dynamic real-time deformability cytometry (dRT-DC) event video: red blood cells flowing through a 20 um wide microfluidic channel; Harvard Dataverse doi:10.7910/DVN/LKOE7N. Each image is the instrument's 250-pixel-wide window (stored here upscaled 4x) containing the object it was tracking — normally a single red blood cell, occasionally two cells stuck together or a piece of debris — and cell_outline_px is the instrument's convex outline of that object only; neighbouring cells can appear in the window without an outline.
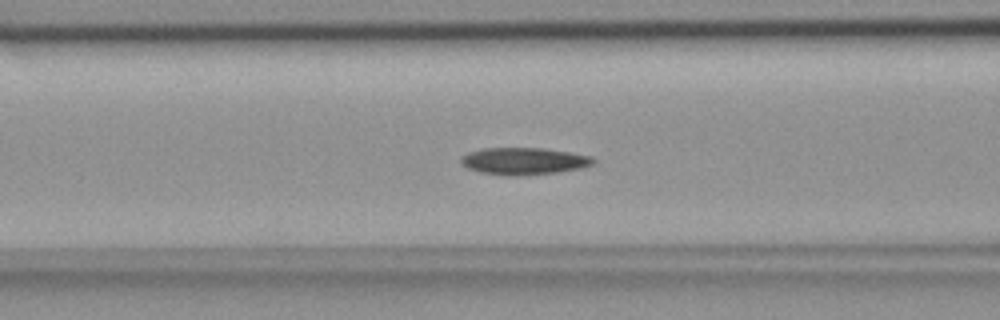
{"species": "common noctule bat (a hibernating species)", "species_latin": "Nyctalus noctula", "temperature_condition": "room temperature", "stored_images_in_passage": 54, "camera_frame_rate_fps": 3000, "um_per_image_px": 0.085, "animal": {"sex": "female", "body_mass_g": 18.4}, "frame": {"image": 1, "passage_image": 21, "time_ms": 6.667, "image_size_px": [1000, 320], "cell_outline_px": [[596, 160], [592, 164], [584, 168], [556, 172], [520, 176], [508, 176], [480, 172], [468, 168], [460, 164], [460, 160], [468, 152], [484, 148], [544, 148], [592, 156]], "centroid_in_image_um": [44.54, 13.7], "position_along_channel_um": 122.1, "area_um2": 20.92}}
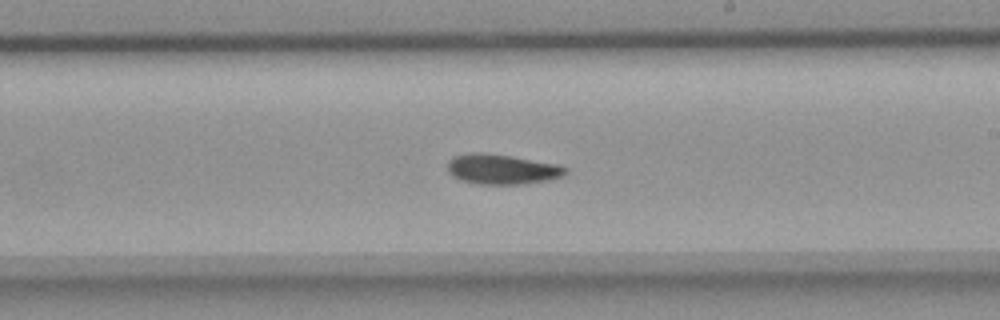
{"frame": {"image": 2, "passage_image": 31, "time_ms": 10.0, "image_size_px": [1000, 320], "cell_outline_px": [[568, 172], [564, 176], [548, 180], [524, 184], [480, 184], [460, 180], [452, 176], [448, 172], [448, 160], [452, 156], [468, 152], [484, 152], [512, 156], [556, 164], [568, 168]], "centroid_in_image_um": [42.64, 14.37], "position_along_channel_um": 246.4, "area_um2": 20.92}}
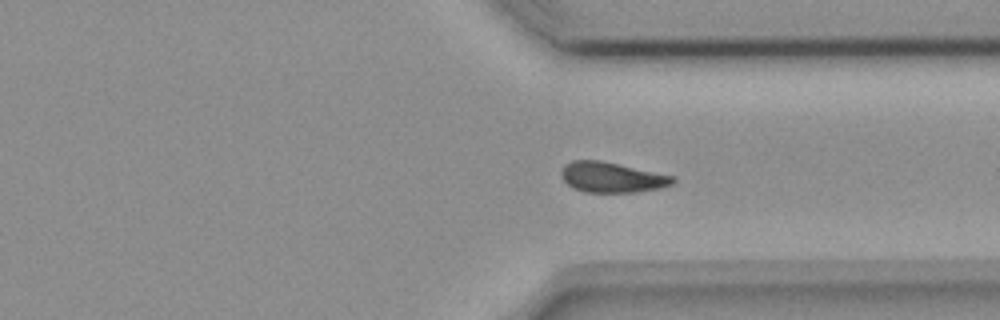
{"frame": {"image": 3, "passage_image": 40, "time_ms": 13.0, "image_size_px": [1000, 320], "cell_outline_px": [[676, 180], [672, 184], [660, 188], [636, 192], [584, 192], [572, 188], [564, 180], [560, 172], [564, 164], [572, 160], [600, 160], [676, 176]], "centroid_in_image_um": [52.01, 15.07], "position_along_channel_um": 359.4, "area_um2": 19.83}}